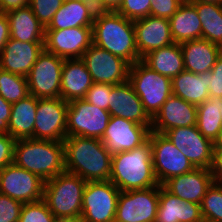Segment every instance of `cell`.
I'll use <instances>...</instances> for the list:
<instances>
[{
	"mask_svg": "<svg viewBox=\"0 0 222 222\" xmlns=\"http://www.w3.org/2000/svg\"><path fill=\"white\" fill-rule=\"evenodd\" d=\"M210 171L213 183L222 185V150H213V160Z\"/></svg>",
	"mask_w": 222,
	"mask_h": 222,
	"instance_id": "cell-45",
	"label": "cell"
},
{
	"mask_svg": "<svg viewBox=\"0 0 222 222\" xmlns=\"http://www.w3.org/2000/svg\"><path fill=\"white\" fill-rule=\"evenodd\" d=\"M108 111L111 116L121 117L152 128V119L144 111L139 96L128 80L121 84L111 85Z\"/></svg>",
	"mask_w": 222,
	"mask_h": 222,
	"instance_id": "cell-19",
	"label": "cell"
},
{
	"mask_svg": "<svg viewBox=\"0 0 222 222\" xmlns=\"http://www.w3.org/2000/svg\"><path fill=\"white\" fill-rule=\"evenodd\" d=\"M148 140L152 147L153 169L159 185L195 168L164 134L151 131Z\"/></svg>",
	"mask_w": 222,
	"mask_h": 222,
	"instance_id": "cell-11",
	"label": "cell"
},
{
	"mask_svg": "<svg viewBox=\"0 0 222 222\" xmlns=\"http://www.w3.org/2000/svg\"><path fill=\"white\" fill-rule=\"evenodd\" d=\"M136 47L142 59L149 52L174 43L169 19L149 15L134 21Z\"/></svg>",
	"mask_w": 222,
	"mask_h": 222,
	"instance_id": "cell-18",
	"label": "cell"
},
{
	"mask_svg": "<svg viewBox=\"0 0 222 222\" xmlns=\"http://www.w3.org/2000/svg\"><path fill=\"white\" fill-rule=\"evenodd\" d=\"M188 2H203V3H214L222 5V0H186Z\"/></svg>",
	"mask_w": 222,
	"mask_h": 222,
	"instance_id": "cell-50",
	"label": "cell"
},
{
	"mask_svg": "<svg viewBox=\"0 0 222 222\" xmlns=\"http://www.w3.org/2000/svg\"><path fill=\"white\" fill-rule=\"evenodd\" d=\"M93 44L126 60H142L136 47L134 21L116 11H97L92 25Z\"/></svg>",
	"mask_w": 222,
	"mask_h": 222,
	"instance_id": "cell-2",
	"label": "cell"
},
{
	"mask_svg": "<svg viewBox=\"0 0 222 222\" xmlns=\"http://www.w3.org/2000/svg\"><path fill=\"white\" fill-rule=\"evenodd\" d=\"M123 0H97V11H116Z\"/></svg>",
	"mask_w": 222,
	"mask_h": 222,
	"instance_id": "cell-48",
	"label": "cell"
},
{
	"mask_svg": "<svg viewBox=\"0 0 222 222\" xmlns=\"http://www.w3.org/2000/svg\"><path fill=\"white\" fill-rule=\"evenodd\" d=\"M199 222H222V221H218V220H213V219H210V218L202 217V219Z\"/></svg>",
	"mask_w": 222,
	"mask_h": 222,
	"instance_id": "cell-51",
	"label": "cell"
},
{
	"mask_svg": "<svg viewBox=\"0 0 222 222\" xmlns=\"http://www.w3.org/2000/svg\"><path fill=\"white\" fill-rule=\"evenodd\" d=\"M96 13L95 6L90 3L82 0H66L45 30L92 27Z\"/></svg>",
	"mask_w": 222,
	"mask_h": 222,
	"instance_id": "cell-25",
	"label": "cell"
},
{
	"mask_svg": "<svg viewBox=\"0 0 222 222\" xmlns=\"http://www.w3.org/2000/svg\"><path fill=\"white\" fill-rule=\"evenodd\" d=\"M68 102L62 98L38 99L34 139L64 141L67 137Z\"/></svg>",
	"mask_w": 222,
	"mask_h": 222,
	"instance_id": "cell-13",
	"label": "cell"
},
{
	"mask_svg": "<svg viewBox=\"0 0 222 222\" xmlns=\"http://www.w3.org/2000/svg\"><path fill=\"white\" fill-rule=\"evenodd\" d=\"M38 98L28 95L13 103L9 121V135L15 140L34 139V125Z\"/></svg>",
	"mask_w": 222,
	"mask_h": 222,
	"instance_id": "cell-30",
	"label": "cell"
},
{
	"mask_svg": "<svg viewBox=\"0 0 222 222\" xmlns=\"http://www.w3.org/2000/svg\"><path fill=\"white\" fill-rule=\"evenodd\" d=\"M0 95L11 104L26 98L30 95L27 77L0 68Z\"/></svg>",
	"mask_w": 222,
	"mask_h": 222,
	"instance_id": "cell-34",
	"label": "cell"
},
{
	"mask_svg": "<svg viewBox=\"0 0 222 222\" xmlns=\"http://www.w3.org/2000/svg\"><path fill=\"white\" fill-rule=\"evenodd\" d=\"M23 203L0 193V222H18Z\"/></svg>",
	"mask_w": 222,
	"mask_h": 222,
	"instance_id": "cell-40",
	"label": "cell"
},
{
	"mask_svg": "<svg viewBox=\"0 0 222 222\" xmlns=\"http://www.w3.org/2000/svg\"><path fill=\"white\" fill-rule=\"evenodd\" d=\"M212 183L210 169L194 168L190 172L168 179L162 186L186 202L201 204Z\"/></svg>",
	"mask_w": 222,
	"mask_h": 222,
	"instance_id": "cell-22",
	"label": "cell"
},
{
	"mask_svg": "<svg viewBox=\"0 0 222 222\" xmlns=\"http://www.w3.org/2000/svg\"><path fill=\"white\" fill-rule=\"evenodd\" d=\"M44 49V42H21L10 38L0 53V68L27 77Z\"/></svg>",
	"mask_w": 222,
	"mask_h": 222,
	"instance_id": "cell-20",
	"label": "cell"
},
{
	"mask_svg": "<svg viewBox=\"0 0 222 222\" xmlns=\"http://www.w3.org/2000/svg\"><path fill=\"white\" fill-rule=\"evenodd\" d=\"M13 163L47 181L66 171L64 144L62 141L18 139Z\"/></svg>",
	"mask_w": 222,
	"mask_h": 222,
	"instance_id": "cell-4",
	"label": "cell"
},
{
	"mask_svg": "<svg viewBox=\"0 0 222 222\" xmlns=\"http://www.w3.org/2000/svg\"><path fill=\"white\" fill-rule=\"evenodd\" d=\"M12 104L5 101L0 95V133L9 134V121Z\"/></svg>",
	"mask_w": 222,
	"mask_h": 222,
	"instance_id": "cell-44",
	"label": "cell"
},
{
	"mask_svg": "<svg viewBox=\"0 0 222 222\" xmlns=\"http://www.w3.org/2000/svg\"><path fill=\"white\" fill-rule=\"evenodd\" d=\"M82 1L92 4L93 6H95L97 10V0H82Z\"/></svg>",
	"mask_w": 222,
	"mask_h": 222,
	"instance_id": "cell-53",
	"label": "cell"
},
{
	"mask_svg": "<svg viewBox=\"0 0 222 222\" xmlns=\"http://www.w3.org/2000/svg\"><path fill=\"white\" fill-rule=\"evenodd\" d=\"M210 98L222 99V53L211 71L208 72Z\"/></svg>",
	"mask_w": 222,
	"mask_h": 222,
	"instance_id": "cell-42",
	"label": "cell"
},
{
	"mask_svg": "<svg viewBox=\"0 0 222 222\" xmlns=\"http://www.w3.org/2000/svg\"><path fill=\"white\" fill-rule=\"evenodd\" d=\"M196 121L197 106L172 94L152 119L151 131L164 134L169 129L195 126Z\"/></svg>",
	"mask_w": 222,
	"mask_h": 222,
	"instance_id": "cell-21",
	"label": "cell"
},
{
	"mask_svg": "<svg viewBox=\"0 0 222 222\" xmlns=\"http://www.w3.org/2000/svg\"><path fill=\"white\" fill-rule=\"evenodd\" d=\"M92 44V27L45 30V50L63 59L82 58Z\"/></svg>",
	"mask_w": 222,
	"mask_h": 222,
	"instance_id": "cell-17",
	"label": "cell"
},
{
	"mask_svg": "<svg viewBox=\"0 0 222 222\" xmlns=\"http://www.w3.org/2000/svg\"><path fill=\"white\" fill-rule=\"evenodd\" d=\"M164 135L195 168H211L213 142L205 138L196 125L169 129Z\"/></svg>",
	"mask_w": 222,
	"mask_h": 222,
	"instance_id": "cell-15",
	"label": "cell"
},
{
	"mask_svg": "<svg viewBox=\"0 0 222 222\" xmlns=\"http://www.w3.org/2000/svg\"><path fill=\"white\" fill-rule=\"evenodd\" d=\"M111 85L105 83H93L83 98L87 102L104 110L109 108Z\"/></svg>",
	"mask_w": 222,
	"mask_h": 222,
	"instance_id": "cell-39",
	"label": "cell"
},
{
	"mask_svg": "<svg viewBox=\"0 0 222 222\" xmlns=\"http://www.w3.org/2000/svg\"><path fill=\"white\" fill-rule=\"evenodd\" d=\"M200 204L186 202L160 185L159 206L155 222H199Z\"/></svg>",
	"mask_w": 222,
	"mask_h": 222,
	"instance_id": "cell-24",
	"label": "cell"
},
{
	"mask_svg": "<svg viewBox=\"0 0 222 222\" xmlns=\"http://www.w3.org/2000/svg\"><path fill=\"white\" fill-rule=\"evenodd\" d=\"M152 158V147L149 140L132 150L113 154L110 181L120 191L159 186Z\"/></svg>",
	"mask_w": 222,
	"mask_h": 222,
	"instance_id": "cell-3",
	"label": "cell"
},
{
	"mask_svg": "<svg viewBox=\"0 0 222 222\" xmlns=\"http://www.w3.org/2000/svg\"><path fill=\"white\" fill-rule=\"evenodd\" d=\"M150 132L151 129L145 125L137 124L121 117L111 116L100 140L113 155L145 144L149 139Z\"/></svg>",
	"mask_w": 222,
	"mask_h": 222,
	"instance_id": "cell-16",
	"label": "cell"
},
{
	"mask_svg": "<svg viewBox=\"0 0 222 222\" xmlns=\"http://www.w3.org/2000/svg\"><path fill=\"white\" fill-rule=\"evenodd\" d=\"M15 141L9 134L0 133V170L13 163Z\"/></svg>",
	"mask_w": 222,
	"mask_h": 222,
	"instance_id": "cell-43",
	"label": "cell"
},
{
	"mask_svg": "<svg viewBox=\"0 0 222 222\" xmlns=\"http://www.w3.org/2000/svg\"><path fill=\"white\" fill-rule=\"evenodd\" d=\"M202 217L222 221V185L212 183L200 204Z\"/></svg>",
	"mask_w": 222,
	"mask_h": 222,
	"instance_id": "cell-35",
	"label": "cell"
},
{
	"mask_svg": "<svg viewBox=\"0 0 222 222\" xmlns=\"http://www.w3.org/2000/svg\"><path fill=\"white\" fill-rule=\"evenodd\" d=\"M58 222H83V221L81 218H79V219L59 220Z\"/></svg>",
	"mask_w": 222,
	"mask_h": 222,
	"instance_id": "cell-52",
	"label": "cell"
},
{
	"mask_svg": "<svg viewBox=\"0 0 222 222\" xmlns=\"http://www.w3.org/2000/svg\"><path fill=\"white\" fill-rule=\"evenodd\" d=\"M81 59L94 83L117 85L128 80L130 64L94 44L85 51Z\"/></svg>",
	"mask_w": 222,
	"mask_h": 222,
	"instance_id": "cell-14",
	"label": "cell"
},
{
	"mask_svg": "<svg viewBox=\"0 0 222 222\" xmlns=\"http://www.w3.org/2000/svg\"><path fill=\"white\" fill-rule=\"evenodd\" d=\"M185 0H151L150 15L170 19Z\"/></svg>",
	"mask_w": 222,
	"mask_h": 222,
	"instance_id": "cell-41",
	"label": "cell"
},
{
	"mask_svg": "<svg viewBox=\"0 0 222 222\" xmlns=\"http://www.w3.org/2000/svg\"><path fill=\"white\" fill-rule=\"evenodd\" d=\"M151 0H123L117 13L135 21L150 15Z\"/></svg>",
	"mask_w": 222,
	"mask_h": 222,
	"instance_id": "cell-38",
	"label": "cell"
},
{
	"mask_svg": "<svg viewBox=\"0 0 222 222\" xmlns=\"http://www.w3.org/2000/svg\"><path fill=\"white\" fill-rule=\"evenodd\" d=\"M9 20L10 38L21 42H44L45 28L29 5L5 13Z\"/></svg>",
	"mask_w": 222,
	"mask_h": 222,
	"instance_id": "cell-27",
	"label": "cell"
},
{
	"mask_svg": "<svg viewBox=\"0 0 222 222\" xmlns=\"http://www.w3.org/2000/svg\"><path fill=\"white\" fill-rule=\"evenodd\" d=\"M93 83L86 64L81 58L65 59L62 66L60 98L68 103L83 99Z\"/></svg>",
	"mask_w": 222,
	"mask_h": 222,
	"instance_id": "cell-23",
	"label": "cell"
},
{
	"mask_svg": "<svg viewBox=\"0 0 222 222\" xmlns=\"http://www.w3.org/2000/svg\"><path fill=\"white\" fill-rule=\"evenodd\" d=\"M213 150H222V129L218 132L216 139L213 141Z\"/></svg>",
	"mask_w": 222,
	"mask_h": 222,
	"instance_id": "cell-49",
	"label": "cell"
},
{
	"mask_svg": "<svg viewBox=\"0 0 222 222\" xmlns=\"http://www.w3.org/2000/svg\"><path fill=\"white\" fill-rule=\"evenodd\" d=\"M120 190L110 181L87 182L83 191V222H114Z\"/></svg>",
	"mask_w": 222,
	"mask_h": 222,
	"instance_id": "cell-7",
	"label": "cell"
},
{
	"mask_svg": "<svg viewBox=\"0 0 222 222\" xmlns=\"http://www.w3.org/2000/svg\"><path fill=\"white\" fill-rule=\"evenodd\" d=\"M180 45L184 69L195 74L210 72L222 53V47L205 39L190 40Z\"/></svg>",
	"mask_w": 222,
	"mask_h": 222,
	"instance_id": "cell-26",
	"label": "cell"
},
{
	"mask_svg": "<svg viewBox=\"0 0 222 222\" xmlns=\"http://www.w3.org/2000/svg\"><path fill=\"white\" fill-rule=\"evenodd\" d=\"M128 81L151 119L172 95L171 78L152 70L142 60L130 65Z\"/></svg>",
	"mask_w": 222,
	"mask_h": 222,
	"instance_id": "cell-6",
	"label": "cell"
},
{
	"mask_svg": "<svg viewBox=\"0 0 222 222\" xmlns=\"http://www.w3.org/2000/svg\"><path fill=\"white\" fill-rule=\"evenodd\" d=\"M64 61L44 49L27 76L30 95L38 99L60 98Z\"/></svg>",
	"mask_w": 222,
	"mask_h": 222,
	"instance_id": "cell-9",
	"label": "cell"
},
{
	"mask_svg": "<svg viewBox=\"0 0 222 222\" xmlns=\"http://www.w3.org/2000/svg\"><path fill=\"white\" fill-rule=\"evenodd\" d=\"M159 194L160 185L120 191L114 222H155Z\"/></svg>",
	"mask_w": 222,
	"mask_h": 222,
	"instance_id": "cell-10",
	"label": "cell"
},
{
	"mask_svg": "<svg viewBox=\"0 0 222 222\" xmlns=\"http://www.w3.org/2000/svg\"><path fill=\"white\" fill-rule=\"evenodd\" d=\"M172 94L196 106L210 98L208 72L182 71L171 79Z\"/></svg>",
	"mask_w": 222,
	"mask_h": 222,
	"instance_id": "cell-28",
	"label": "cell"
},
{
	"mask_svg": "<svg viewBox=\"0 0 222 222\" xmlns=\"http://www.w3.org/2000/svg\"><path fill=\"white\" fill-rule=\"evenodd\" d=\"M62 4V0H30L29 6L39 22L46 28Z\"/></svg>",
	"mask_w": 222,
	"mask_h": 222,
	"instance_id": "cell-37",
	"label": "cell"
},
{
	"mask_svg": "<svg viewBox=\"0 0 222 222\" xmlns=\"http://www.w3.org/2000/svg\"><path fill=\"white\" fill-rule=\"evenodd\" d=\"M47 203L42 199L37 202L23 203L18 222H58Z\"/></svg>",
	"mask_w": 222,
	"mask_h": 222,
	"instance_id": "cell-36",
	"label": "cell"
},
{
	"mask_svg": "<svg viewBox=\"0 0 222 222\" xmlns=\"http://www.w3.org/2000/svg\"><path fill=\"white\" fill-rule=\"evenodd\" d=\"M221 107V98H209L197 106L196 127L205 138L212 142L222 129Z\"/></svg>",
	"mask_w": 222,
	"mask_h": 222,
	"instance_id": "cell-33",
	"label": "cell"
},
{
	"mask_svg": "<svg viewBox=\"0 0 222 222\" xmlns=\"http://www.w3.org/2000/svg\"><path fill=\"white\" fill-rule=\"evenodd\" d=\"M44 183L38 175L14 163L0 170V193L22 203L42 200Z\"/></svg>",
	"mask_w": 222,
	"mask_h": 222,
	"instance_id": "cell-12",
	"label": "cell"
},
{
	"mask_svg": "<svg viewBox=\"0 0 222 222\" xmlns=\"http://www.w3.org/2000/svg\"><path fill=\"white\" fill-rule=\"evenodd\" d=\"M142 61L152 70L171 79L185 70L181 45L175 42L149 52Z\"/></svg>",
	"mask_w": 222,
	"mask_h": 222,
	"instance_id": "cell-31",
	"label": "cell"
},
{
	"mask_svg": "<svg viewBox=\"0 0 222 222\" xmlns=\"http://www.w3.org/2000/svg\"><path fill=\"white\" fill-rule=\"evenodd\" d=\"M30 0H0V13L29 5Z\"/></svg>",
	"mask_w": 222,
	"mask_h": 222,
	"instance_id": "cell-47",
	"label": "cell"
},
{
	"mask_svg": "<svg viewBox=\"0 0 222 222\" xmlns=\"http://www.w3.org/2000/svg\"><path fill=\"white\" fill-rule=\"evenodd\" d=\"M10 39L9 20L5 13H0V53Z\"/></svg>",
	"mask_w": 222,
	"mask_h": 222,
	"instance_id": "cell-46",
	"label": "cell"
},
{
	"mask_svg": "<svg viewBox=\"0 0 222 222\" xmlns=\"http://www.w3.org/2000/svg\"><path fill=\"white\" fill-rule=\"evenodd\" d=\"M63 144L67 172L86 182L110 180L112 154L100 139L71 136Z\"/></svg>",
	"mask_w": 222,
	"mask_h": 222,
	"instance_id": "cell-1",
	"label": "cell"
},
{
	"mask_svg": "<svg viewBox=\"0 0 222 222\" xmlns=\"http://www.w3.org/2000/svg\"><path fill=\"white\" fill-rule=\"evenodd\" d=\"M169 22L175 43L182 44L186 41L202 39V23L196 8L190 2L185 0Z\"/></svg>",
	"mask_w": 222,
	"mask_h": 222,
	"instance_id": "cell-29",
	"label": "cell"
},
{
	"mask_svg": "<svg viewBox=\"0 0 222 222\" xmlns=\"http://www.w3.org/2000/svg\"><path fill=\"white\" fill-rule=\"evenodd\" d=\"M202 23V39L222 47V5L190 2Z\"/></svg>",
	"mask_w": 222,
	"mask_h": 222,
	"instance_id": "cell-32",
	"label": "cell"
},
{
	"mask_svg": "<svg viewBox=\"0 0 222 222\" xmlns=\"http://www.w3.org/2000/svg\"><path fill=\"white\" fill-rule=\"evenodd\" d=\"M86 181L67 171L45 181L43 200L58 220L79 219Z\"/></svg>",
	"mask_w": 222,
	"mask_h": 222,
	"instance_id": "cell-5",
	"label": "cell"
},
{
	"mask_svg": "<svg viewBox=\"0 0 222 222\" xmlns=\"http://www.w3.org/2000/svg\"><path fill=\"white\" fill-rule=\"evenodd\" d=\"M110 117L108 110L96 107L85 99L73 100L68 103L67 109V137L101 139Z\"/></svg>",
	"mask_w": 222,
	"mask_h": 222,
	"instance_id": "cell-8",
	"label": "cell"
}]
</instances>
